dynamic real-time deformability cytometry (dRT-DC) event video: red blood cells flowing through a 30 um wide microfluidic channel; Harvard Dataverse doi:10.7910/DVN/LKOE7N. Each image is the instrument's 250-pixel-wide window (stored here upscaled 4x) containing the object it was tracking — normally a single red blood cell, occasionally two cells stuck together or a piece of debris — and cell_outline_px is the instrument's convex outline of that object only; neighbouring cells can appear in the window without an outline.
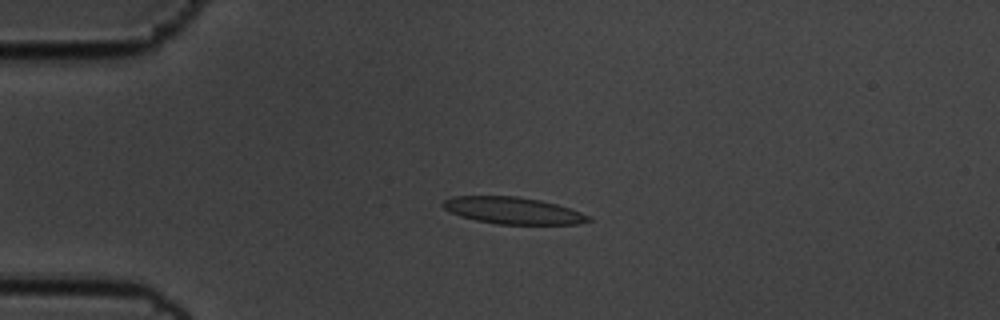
{"species": "common noctule bat (a hibernating species)", "species_latin": "Nyctalus noctula", "temperature_condition": "cold", "stored_images_in_passage": 57, "camera_frame_rate_fps": 3000, "um_per_image_px": 0.085, "animal": {"sex": "male", "body_mass_g": 19.5, "forearm_length_mm": 54.6}, "frame": {"image": 1, "passage_image": 14, "time_ms": 4.333, "image_size_px": [1000, 320], "cell_outline_px": [[592, 220], [576, 224], [496, 224], [476, 220], [460, 216], [444, 208], [440, 204], [444, 200], [452, 196], [516, 196], [540, 200], [556, 204], [592, 216]], "centroid_in_image_um": [43.59, 17.89], "position_along_channel_um": 41.4, "area_um2": 22.66}}
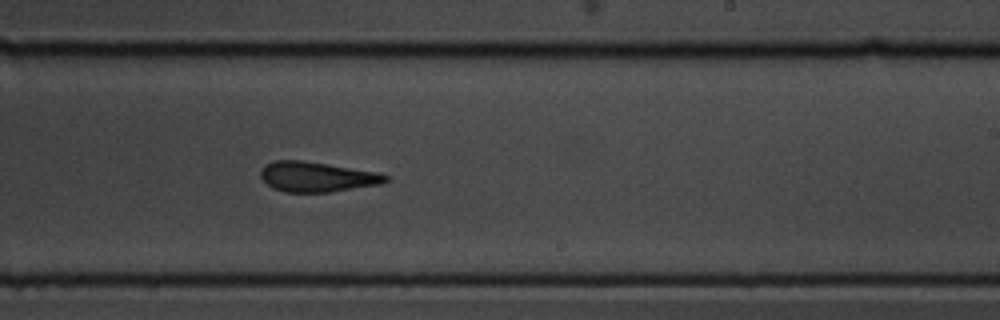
{"frame": {"image": 2, "passage_image": 35, "time_ms": 11.333, "image_size_px": [1000, 320], "cell_outline_px": [[388, 180], [384, 184], [332, 192], [284, 192], [272, 188], [260, 176], [260, 172], [264, 164], [272, 160], [304, 160], [380, 172], [388, 176]], "centroid_in_image_um": [26.96, 15.02], "position_along_channel_um": 262.0, "area_um2": 22.31}}
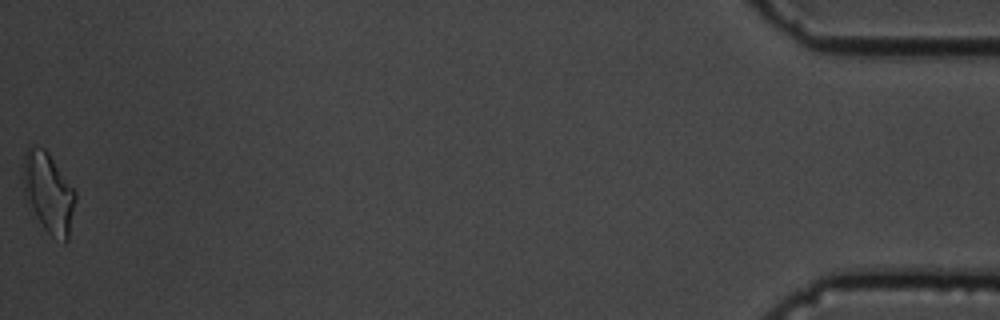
{"frame": {"image": 3, "passage_image": 57, "time_ms": 18.667, "image_size_px": [1000, 320], "cell_outline_px": [[76, 200], [68, 240], [64, 244], [52, 236], [44, 228], [24, 200], [20, 168], [24, 152], [32, 144], [44, 148], [48, 152], [76, 192]], "centroid_in_image_um": [4.06, 16.35], "position_along_channel_um": 431.1, "area_um2": 25.2}, "authors_computed_cell_mechanics": {"area_um2": 22.3686, "velocity_mm_per_s": 3.5564, "shape_relaxation_time_tau1_ms": 10.47, "shape_relaxation_time_tau2_ms": 1.5475, "deformation_change_tau1": 0.2181, "deformation_change_tau2": 0.096}}